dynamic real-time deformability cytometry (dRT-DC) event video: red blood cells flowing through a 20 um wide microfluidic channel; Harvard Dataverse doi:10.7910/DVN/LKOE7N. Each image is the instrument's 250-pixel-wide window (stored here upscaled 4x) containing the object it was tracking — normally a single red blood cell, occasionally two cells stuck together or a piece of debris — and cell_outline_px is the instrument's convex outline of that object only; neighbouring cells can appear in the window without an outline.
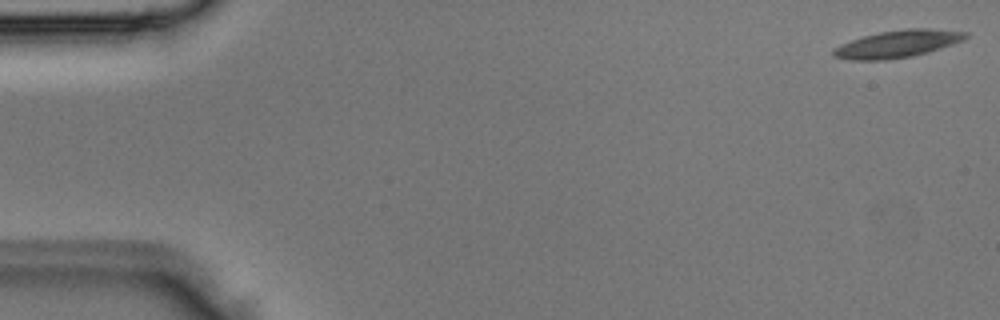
{"species": "Egyptian fruit bat (a non-hibernating species)", "species_latin": "Rousettus aegyptiacus", "temperature_condition": "room temperature", "stored_images_in_passage": 4, "camera_frame_rate_fps": 3000, "um_per_image_px": 0.085, "animal": {"sex": "male"}, "frame": {"image": 1, "passage_image": 1, "time_ms": 0.0, "image_size_px": [1000, 320], "cell_outline_px": [[968, 36], [964, 40], [928, 52], [912, 56], [884, 60], [852, 60], [832, 56], [832, 48], [840, 44], [864, 36], [880, 32], [904, 28], [928, 28], [968, 32]], "centroid_in_image_um": [76.28, 3.73], "position_along_channel_um": 8.7, "area_um2": 21.04}}
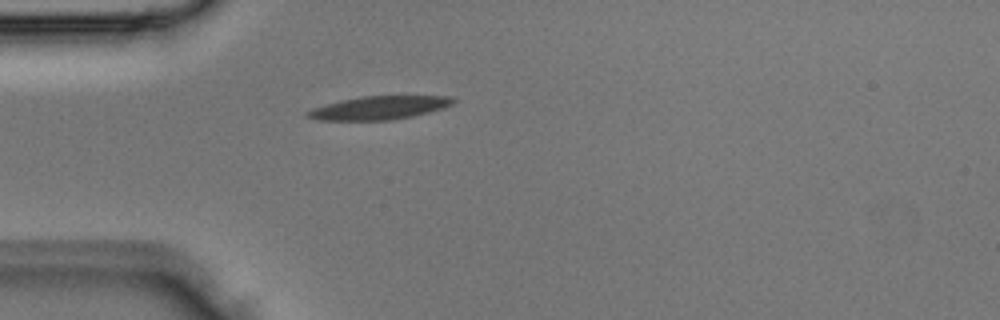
{"frame": {"image": 2, "passage_image": 4, "time_ms": 1.0, "image_size_px": [1000, 320], "cell_outline_px": [[456, 100], [452, 104], [444, 108], [412, 116], [392, 120], [320, 120], [304, 116], [304, 112], [312, 108], [340, 100], [360, 96], [452, 96]], "centroid_in_image_um": [32.2, 9.16], "position_along_channel_um": 52.8, "area_um2": 19.88}}